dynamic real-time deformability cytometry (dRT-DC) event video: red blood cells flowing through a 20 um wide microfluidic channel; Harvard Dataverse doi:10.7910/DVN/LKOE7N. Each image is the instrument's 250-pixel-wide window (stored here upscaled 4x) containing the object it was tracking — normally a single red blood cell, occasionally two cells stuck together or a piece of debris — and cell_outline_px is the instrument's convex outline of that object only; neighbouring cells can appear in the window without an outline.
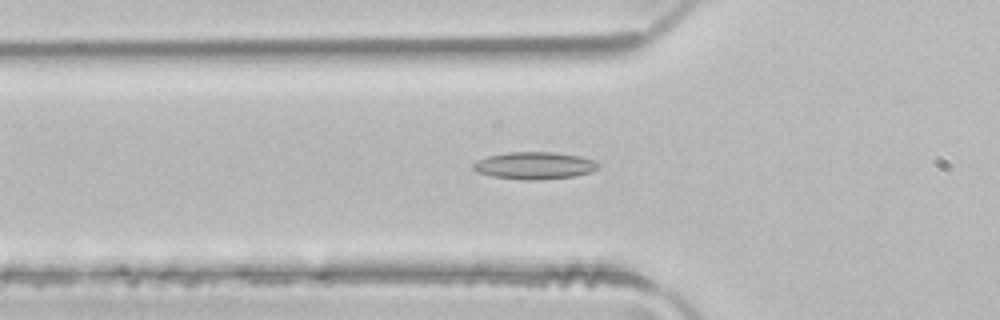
{"species": "common noctule bat (a hibernating species)", "species_latin": "Nyctalus noctula", "temperature_condition": "room temperature", "stored_images_in_passage": 4, "camera_frame_rate_fps": 3000, "um_per_image_px": 0.085, "animal": {"sex": "male", "body_mass_g": 21.5, "forearm_length_mm": 52.0}, "frame": {"image": 1, "passage_image": 4, "time_ms": 1.0, "image_size_px": [1000, 320], "cell_outline_px": [[600, 168], [592, 172], [572, 176], [536, 180], [524, 180], [492, 176], [476, 172], [472, 168], [472, 164], [488, 156], [508, 152], [552, 152], [580, 156], [592, 160], [600, 164]], "centroid_in_image_um": [45.44, 14.07], "position_along_channel_um": 80.4, "area_um2": 19.77}}